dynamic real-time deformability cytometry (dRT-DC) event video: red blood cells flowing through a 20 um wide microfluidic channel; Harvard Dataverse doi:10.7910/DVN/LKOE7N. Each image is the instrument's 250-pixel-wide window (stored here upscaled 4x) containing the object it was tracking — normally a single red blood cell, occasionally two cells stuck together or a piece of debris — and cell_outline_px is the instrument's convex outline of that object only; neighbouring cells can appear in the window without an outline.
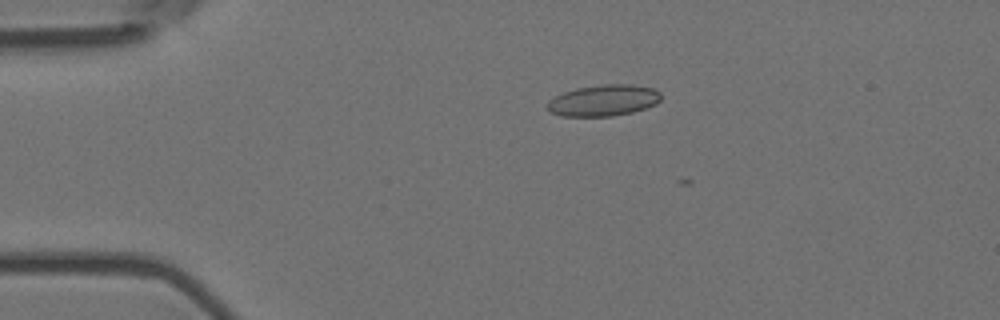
{"species": "Egyptian fruit bat (a non-hibernating species)", "species_latin": "Rousettus aegyptiacus", "temperature_condition": "room temperature", "stored_images_in_passage": 3, "camera_frame_rate_fps": 3000, "um_per_image_px": 0.085, "animal": {"sex": "female"}, "frame": {"image": 1, "passage_image": 1, "time_ms": 0.0, "image_size_px": [1000, 320], "cell_outline_px": [[660, 100], [656, 104], [632, 112], [612, 116], [560, 116], [548, 112], [548, 100], [564, 92], [576, 88], [604, 84], [632, 84], [656, 88], [660, 92]], "centroid_in_image_um": [51.31, 8.53], "position_along_channel_um": 33.7, "area_um2": 20.81}}